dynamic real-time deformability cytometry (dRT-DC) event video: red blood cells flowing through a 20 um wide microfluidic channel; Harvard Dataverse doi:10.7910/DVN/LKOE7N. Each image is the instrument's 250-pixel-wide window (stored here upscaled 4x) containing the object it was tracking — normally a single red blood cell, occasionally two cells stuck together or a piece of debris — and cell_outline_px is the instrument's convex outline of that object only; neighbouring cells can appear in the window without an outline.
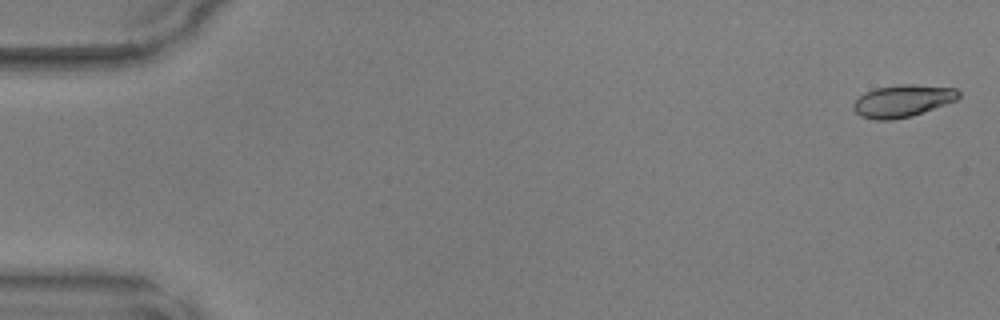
{"species": "common noctule bat (a hibernating species)", "species_latin": "Nyctalus noctula", "temperature_condition": "warm", "stored_images_in_passage": 5, "segment_of_instrument_passage": [1, 2], "camera_frame_rate_fps": 3000, "um_per_image_px": 0.085, "animal": {"sex": "male", "body_mass_g": 17.9, "forearm_length_mm": 54.2}, "frame": {"image": 1, "passage_image": 1, "time_ms": 0.0, "image_size_px": [1000, 320], "cell_outline_px": [[960, 96], [956, 100], [912, 116], [892, 120], [876, 120], [860, 116], [852, 108], [852, 104], [864, 92], [876, 88], [900, 84], [912, 84], [956, 88], [960, 92]], "centroid_in_image_um": [76.7, 8.57], "position_along_channel_um": 8.3, "area_um2": 19.77}}